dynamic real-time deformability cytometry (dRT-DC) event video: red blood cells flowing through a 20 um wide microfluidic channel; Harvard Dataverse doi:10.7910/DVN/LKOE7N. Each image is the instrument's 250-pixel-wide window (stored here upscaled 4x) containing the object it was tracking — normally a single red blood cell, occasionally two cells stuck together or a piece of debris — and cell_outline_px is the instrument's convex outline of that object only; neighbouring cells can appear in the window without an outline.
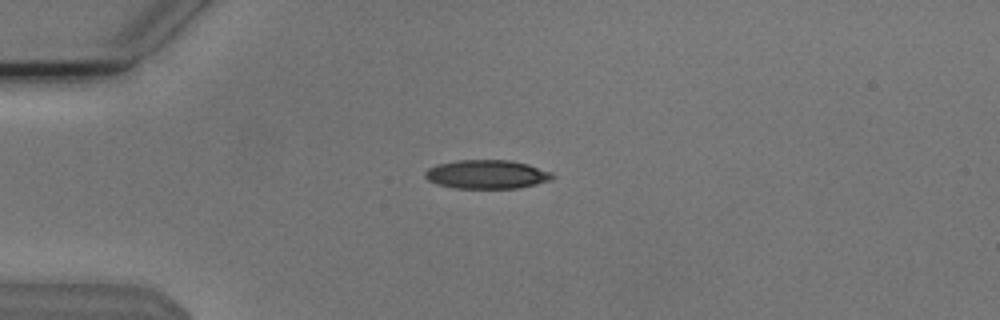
{"species": "Egyptian fruit bat (a non-hibernating species)", "species_latin": "Rousettus aegyptiacus", "temperature_condition": "cold", "stored_images_in_passage": 6, "camera_frame_rate_fps": 3000, "um_per_image_px": 0.085, "animal": {"sex": "male"}, "frame": {"image": 1, "passage_image": 3, "time_ms": 0.667, "image_size_px": [1000, 320], "cell_outline_px": [[556, 176], [552, 180], [520, 188], [456, 188], [436, 184], [428, 180], [424, 176], [424, 172], [428, 168], [436, 164], [456, 160], [512, 160], [528, 164], [552, 172]], "centroid_in_image_um": [41.39, 14.81], "position_along_channel_um": 43.6, "area_um2": 21.62}}
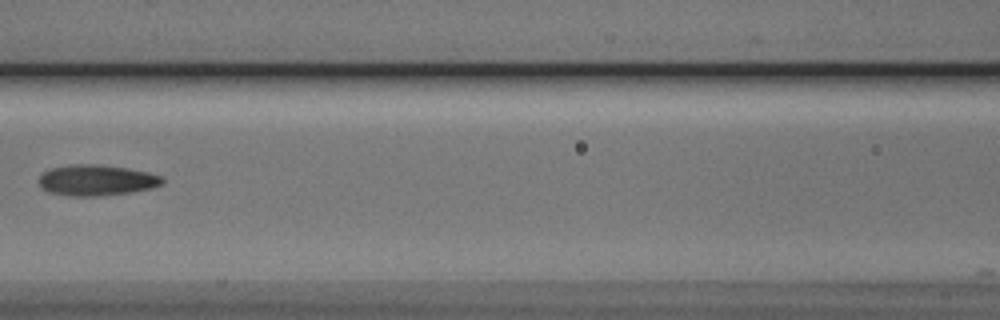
{"frame": {"image": 2, "passage_image": 6, "time_ms": 1.667, "image_size_px": [1000, 320], "cell_outline_px": [[164, 184], [152, 188], [132, 192], [100, 196], [68, 196], [48, 192], [40, 188], [36, 180], [44, 172], [52, 168], [76, 164], [96, 164], [124, 168], [148, 172], [160, 176], [164, 180]], "centroid_in_image_um": [8.17, 15.34], "position_along_channel_um": 158.4, "area_um2": 22.31}}